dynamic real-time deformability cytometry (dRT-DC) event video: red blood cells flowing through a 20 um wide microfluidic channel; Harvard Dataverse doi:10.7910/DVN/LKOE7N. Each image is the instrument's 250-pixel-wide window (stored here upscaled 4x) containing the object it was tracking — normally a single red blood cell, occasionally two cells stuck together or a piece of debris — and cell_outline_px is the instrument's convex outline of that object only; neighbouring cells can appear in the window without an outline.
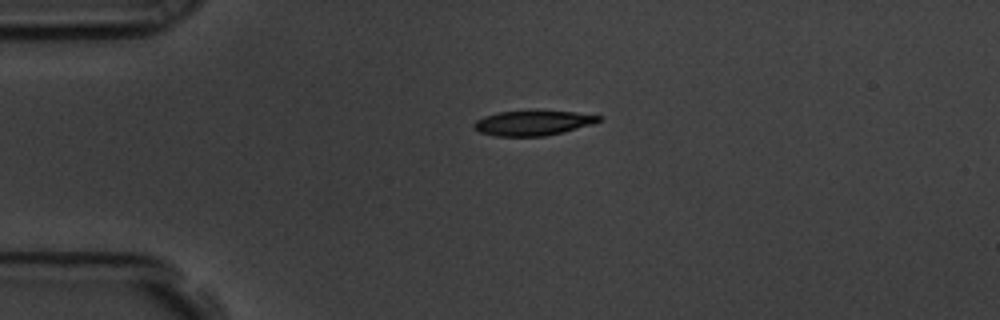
{"species": "common noctule bat (a hibernating species)", "species_latin": "Nyctalus noctula", "temperature_condition": "room temperature", "stored_images_in_passage": 45, "camera_frame_rate_fps": 3000, "um_per_image_px": 0.085, "animal": {"sex": "male", "body_mass_g": 19.5, "forearm_length_mm": 54.6}, "frame": {"image": 1, "passage_image": 1, "time_ms": 0.0, "image_size_px": [1000, 320], "cell_outline_px": [[604, 120], [592, 124], [564, 132], [544, 136], [496, 136], [480, 132], [472, 128], [472, 124], [476, 120], [484, 116], [500, 112], [536, 108], [576, 112], [604, 116]], "centroid_in_image_um": [45.34, 10.41], "position_along_channel_um": 39.7, "area_um2": 19.02}}
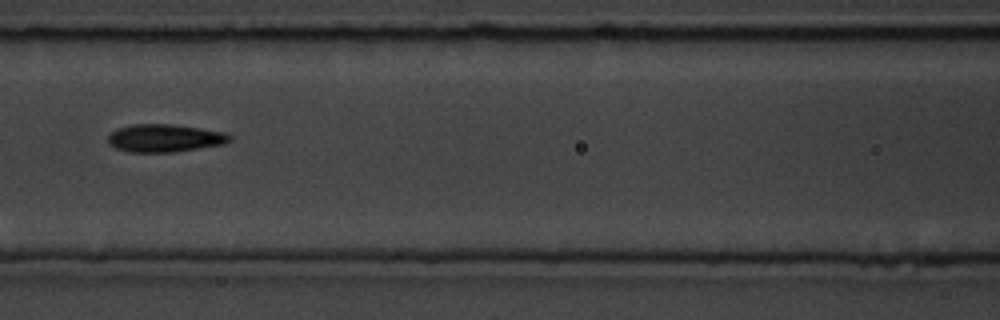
{"frame": {"image": 2, "passage_image": 13, "time_ms": 4.0, "image_size_px": [1000, 320], "cell_outline_px": [[232, 140], [224, 144], [176, 152], [128, 152], [116, 148], [108, 144], [108, 136], [116, 128], [132, 124], [172, 124], [200, 128], [224, 132], [232, 136]], "centroid_in_image_um": [14.0, 11.74], "position_along_channel_um": 152.6, "area_um2": 19.88}}
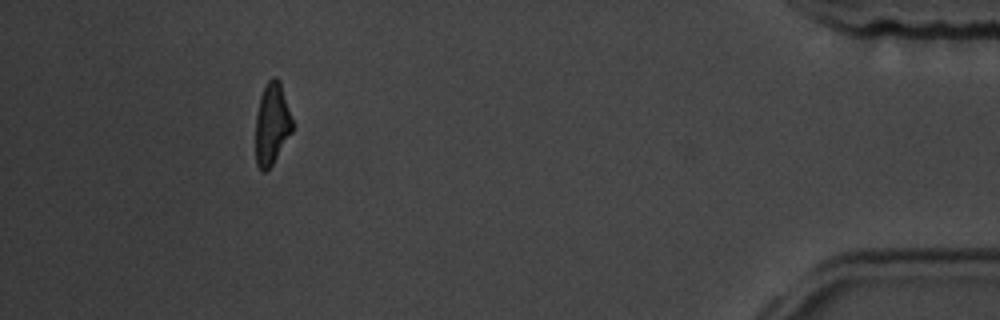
{"frame": {"image": 3, "passage_image": 40, "time_ms": 13.0, "image_size_px": [1000, 320], "cell_outline_px": [[292, 132], [272, 164], [264, 172], [260, 172], [256, 164], [256, 116], [260, 96], [268, 80], [272, 76], [276, 76], [280, 80], [292, 120]], "centroid_in_image_um": [23.1, 10.52], "position_along_channel_um": 412.1, "area_um2": 17.4}, "authors_computed_cell_mechanics": {"area_um2": 19.0162, "velocity_mm_per_s": 3.5673, "shape_relaxation_time_tau1_ms": 3.4638, "shape_relaxation_time_tau2_ms": 2.7029, "deformation_change_tau1": 0.1598, "deformation_change_tau2": 0.0969}}